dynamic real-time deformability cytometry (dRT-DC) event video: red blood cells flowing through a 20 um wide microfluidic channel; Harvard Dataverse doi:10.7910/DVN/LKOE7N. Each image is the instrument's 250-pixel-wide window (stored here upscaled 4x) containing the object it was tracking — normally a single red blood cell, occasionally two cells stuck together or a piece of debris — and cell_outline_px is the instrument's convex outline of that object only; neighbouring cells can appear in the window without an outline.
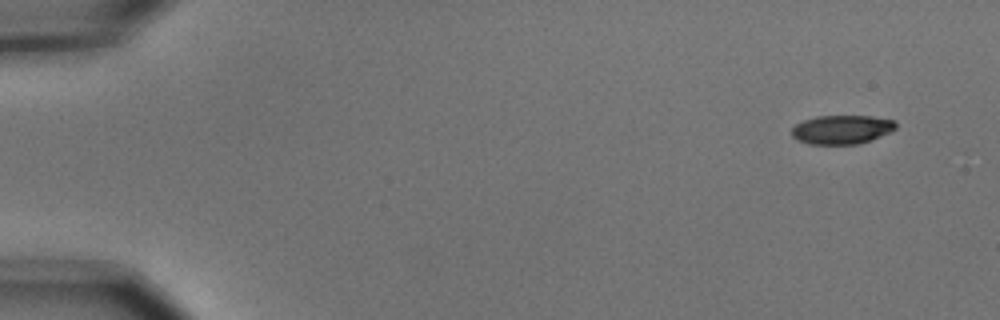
{"species": "common noctule bat (a hibernating species)", "species_latin": "Nyctalus noctula", "temperature_condition": "cold", "stored_images_in_passage": 5, "camera_frame_rate_fps": 3000, "um_per_image_px": 0.085, "animal": {"sex": "male", "body_mass_g": 15.6}, "frame": {"image": 1, "passage_image": 1, "time_ms": 0.0, "image_size_px": [1000, 320], "cell_outline_px": [[896, 128], [880, 136], [860, 144], [808, 144], [792, 136], [792, 128], [796, 124], [804, 120], [816, 116], [872, 116], [892, 120], [896, 124]], "centroid_in_image_um": [71.53, 11.01], "position_along_channel_um": 13.5, "area_um2": 17.34}}